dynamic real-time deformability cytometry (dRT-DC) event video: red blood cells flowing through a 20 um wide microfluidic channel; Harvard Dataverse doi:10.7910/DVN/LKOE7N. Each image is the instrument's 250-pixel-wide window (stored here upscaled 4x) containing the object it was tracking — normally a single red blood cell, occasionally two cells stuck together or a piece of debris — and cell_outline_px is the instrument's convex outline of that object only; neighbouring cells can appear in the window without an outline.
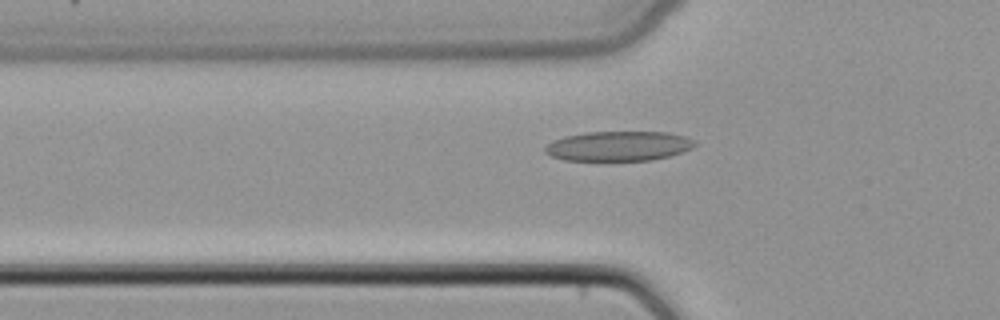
{"species": "common noctule bat (a hibernating species)", "species_latin": "Nyctalus noctula", "temperature_condition": "cold", "stored_images_in_passage": 37, "camera_frame_rate_fps": 3000, "um_per_image_px": 0.085, "animal": {"sex": "female", "body_mass_g": 22.7, "forearm_length_mm": 54.2}, "frame": {"image": 1, "passage_image": 6, "time_ms": 1.667, "image_size_px": [1000, 320], "cell_outline_px": [[696, 144], [692, 148], [668, 156], [652, 160], [564, 160], [552, 156], [544, 152], [544, 148], [552, 140], [564, 136], [584, 132], [668, 132], [684, 136], [696, 140]], "centroid_in_image_um": [52.56, 12.4], "position_along_channel_um": 73.2, "area_um2": 25.95}}
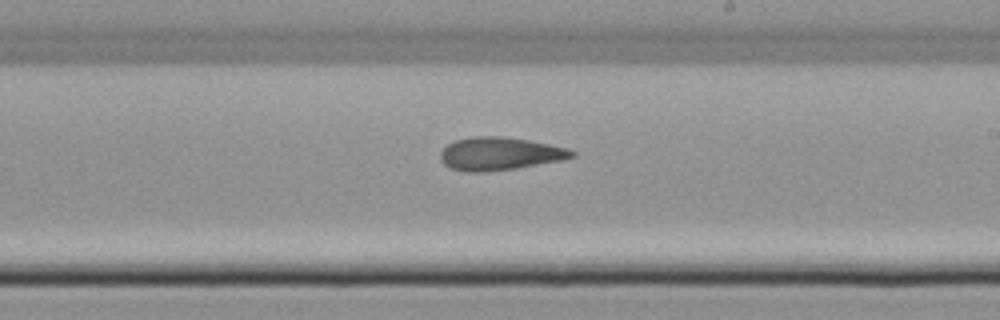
{"frame": {"image": 2, "passage_image": 18, "time_ms": 5.667, "image_size_px": [1000, 320], "cell_outline_px": [[576, 156], [564, 160], [516, 168], [484, 172], [464, 172], [452, 168], [444, 164], [440, 160], [440, 152], [448, 144], [456, 140], [472, 136], [504, 136], [528, 140], [568, 148], [576, 152]], "centroid_in_image_um": [42.49, 13.07], "position_along_channel_um": 246.5, "area_um2": 25.37}}
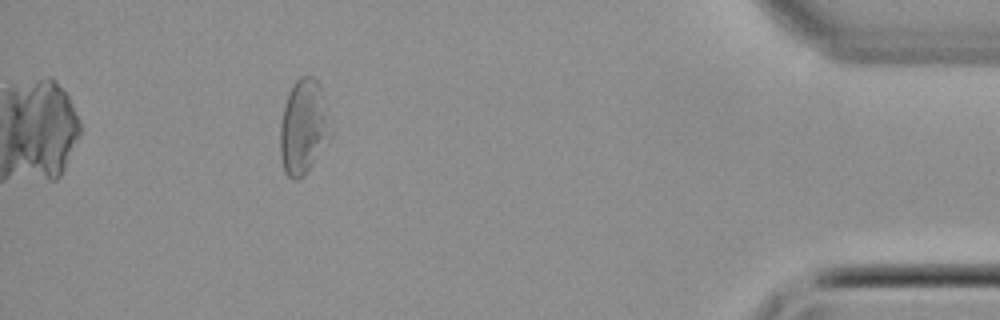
{"frame": {"image": 3, "passage_image": 33, "time_ms": 10.667, "image_size_px": [1000, 320], "cell_outline_px": [[332, 132], [304, 176], [296, 180], [292, 180], [284, 172], [280, 156], [280, 124], [284, 104], [288, 92], [292, 84], [300, 76], [312, 76], [320, 84]], "centroid_in_image_um": [25.76, 10.77], "position_along_channel_um": 409.4, "area_um2": 27.69}}